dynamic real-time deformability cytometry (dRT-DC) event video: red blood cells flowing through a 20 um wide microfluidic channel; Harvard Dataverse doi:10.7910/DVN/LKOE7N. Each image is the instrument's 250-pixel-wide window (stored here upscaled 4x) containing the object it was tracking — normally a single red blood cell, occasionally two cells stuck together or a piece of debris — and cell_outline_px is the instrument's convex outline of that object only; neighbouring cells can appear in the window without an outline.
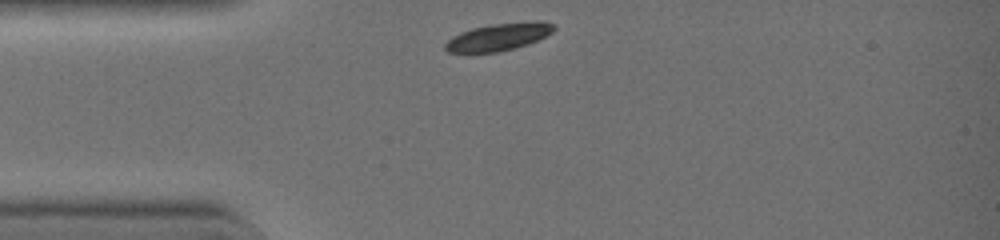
{"species": "common noctule bat (a hibernating species)", "species_latin": "Nyctalus noctula", "temperature_condition": "warm", "stored_images_in_passage": 28, "camera_frame_rate_fps": 3000, "um_per_image_px": 0.085, "animal": {"sex": "female", "body_mass_g": 19.0, "forearm_length_mm": 51.5}, "frame": {"image": 1, "passage_image": 1, "time_ms": 0.0, "image_size_px": [1000, 240], "cell_outline_px": [[556, 28], [552, 32], [528, 44], [500, 52], [448, 52], [444, 48], [444, 44], [452, 36], [460, 32], [472, 28], [492, 24], [532, 20], [540, 20], [556, 24]], "centroid_in_image_um": [42.4, 3.11], "position_along_channel_um": 42.6, "area_um2": 17.46}}
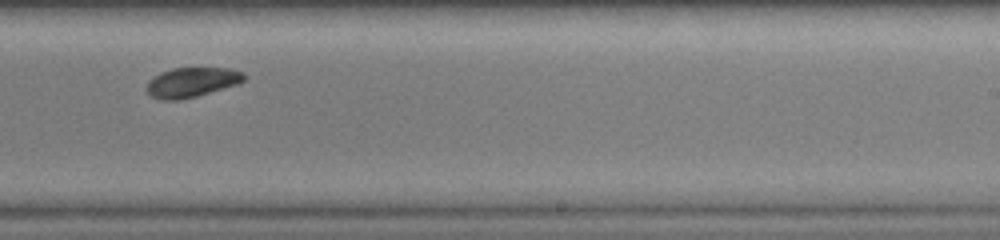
{"frame": {"image": 2, "passage_image": 18, "time_ms": 5.667, "image_size_px": [1000, 240], "cell_outline_px": [[248, 76], [240, 84], [196, 96], [180, 100], [164, 100], [152, 96], [148, 92], [148, 80], [160, 72], [172, 68], [232, 68], [244, 72]], "centroid_in_image_um": [16.37, 6.98], "position_along_channel_um": 272.6, "area_um2": 16.99}}
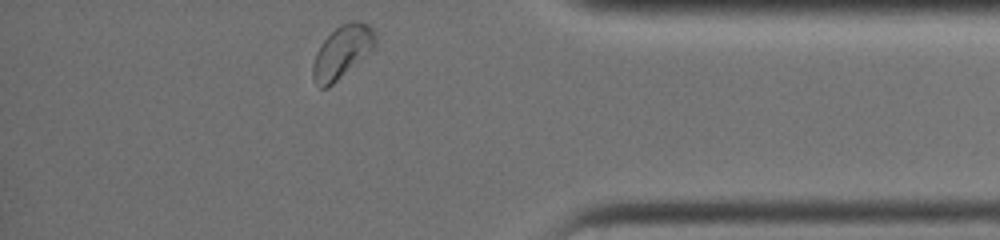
{"frame": {"image": 3, "passage_image": 28, "time_ms": 9.0, "image_size_px": [1000, 240], "cell_outline_px": [[376, 44], [372, 48], [328, 88], [320, 88], [316, 84], [312, 76], [312, 64], [316, 52], [320, 44], [340, 24], [352, 20], [360, 20], [368, 24], [372, 28], [376, 36]], "centroid_in_image_um": [29.05, 4.38], "position_along_channel_um": 406.2, "area_um2": 18.84}, "authors_computed_cell_mechanics": {"area_um2": 18.2648, "velocity_mm_per_s": 4.3779, "shape_relaxation_time_tau1_ms": 2.2478, "shape_relaxation_time_tau2_ms": null, "deformation_change_tau1": 0.1157, "deformation_change_tau2": null}}